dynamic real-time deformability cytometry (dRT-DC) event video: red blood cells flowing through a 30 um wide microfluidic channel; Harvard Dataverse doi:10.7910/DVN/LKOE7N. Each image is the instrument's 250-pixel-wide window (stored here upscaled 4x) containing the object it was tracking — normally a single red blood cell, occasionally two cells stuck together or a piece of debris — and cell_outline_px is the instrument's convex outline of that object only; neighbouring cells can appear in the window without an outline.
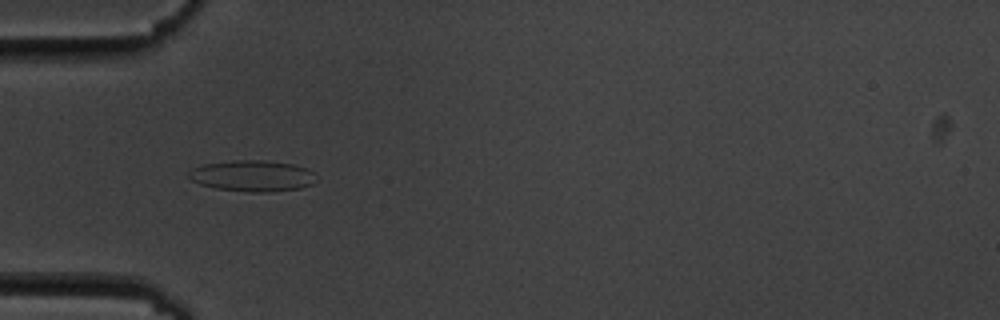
{"species": "common noctule bat (a hibernating species)", "species_latin": "Nyctalus noctula", "temperature_condition": "cold", "stored_images_in_passage": 7, "camera_frame_rate_fps": 3000, "um_per_image_px": 0.085, "animal": {"sex": "male", "body_mass_g": 19.5, "forearm_length_mm": 54.6}, "frame": {"image": 1, "passage_image": 6, "time_ms": 5.667, "image_size_px": [1000, 320], "cell_outline_px": [[320, 180], [312, 184], [300, 188], [268, 192], [252, 192], [216, 188], [200, 184], [192, 180], [188, 176], [188, 172], [192, 168], [204, 164], [232, 160], [260, 160], [292, 164], [304, 168], [312, 172]], "centroid_in_image_um": [21.46, 14.95], "position_along_channel_um": 63.5, "area_um2": 23.06}}